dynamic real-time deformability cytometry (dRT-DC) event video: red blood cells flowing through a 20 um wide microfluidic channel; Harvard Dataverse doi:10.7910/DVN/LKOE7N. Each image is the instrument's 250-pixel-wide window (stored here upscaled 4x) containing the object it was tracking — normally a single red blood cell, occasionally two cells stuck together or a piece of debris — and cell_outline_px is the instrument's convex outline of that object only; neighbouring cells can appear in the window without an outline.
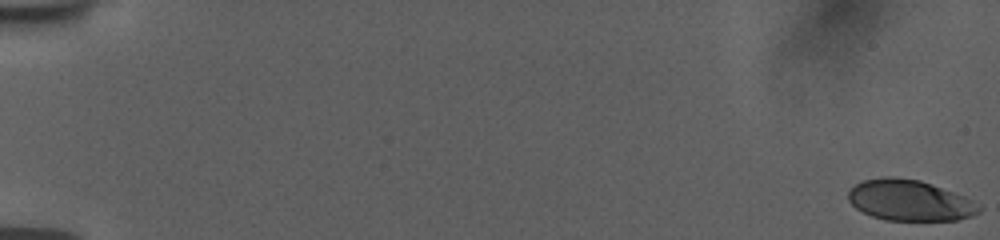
{"species": "human", "species_latin": "Homo sapiens", "temperature_condition": "room temperature", "stored_images_in_passage": 57, "camera_frame_rate_fps": 3000, "um_per_image_px": 0.085, "donor": {"sex": "female"}, "frame": {"image": 1, "passage_image": 1, "time_ms": 0.0, "image_size_px": [1000, 240], "cell_outline_px": [[980, 212], [972, 216], [956, 220], [884, 220], [872, 216], [856, 208], [848, 200], [848, 192], [856, 184], [864, 180], [884, 176], [888, 176], [920, 180], [932, 184], [964, 196], [980, 204]], "centroid_in_image_um": [77.33, 17.03], "position_along_channel_um": 7.7, "area_um2": 31.04}}
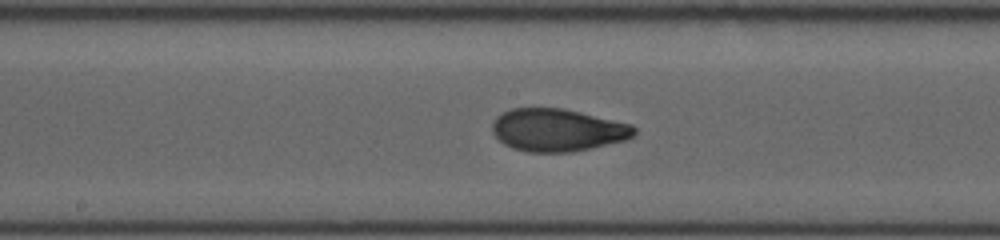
{"frame": {"image": 2, "passage_image": 32, "time_ms": 10.333, "image_size_px": [1000, 240], "cell_outline_px": [[636, 132], [632, 136], [624, 140], [592, 148], [568, 152], [528, 152], [512, 148], [504, 144], [492, 132], [492, 120], [496, 116], [512, 108], [564, 108], [632, 124], [636, 128]], "centroid_in_image_um": [47.37, 11.05], "position_along_channel_um": 200.8, "area_um2": 35.26}}
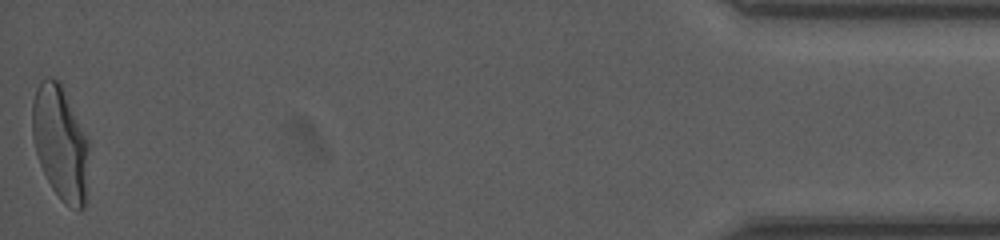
{"frame": {"image": 3, "passage_image": 57, "time_ms": 18.667, "image_size_px": [1000, 240], "cell_outline_px": [[88, 148], [84, 208], [76, 208], [64, 204], [60, 200], [52, 188], [40, 164], [36, 152], [32, 136], [32, 100], [36, 88], [40, 80], [48, 76], [52, 76], [60, 80], [88, 136]], "centroid_in_image_um": [5.11, 12.04], "position_along_channel_um": 430.1, "area_um2": 37.86}, "authors_computed_cell_mechanics": {"area_um2": 34.68, "velocity_mm_per_s": 3.7485, "shape_relaxation_time_tau1_ms": 4.8231, "shape_relaxation_time_tau2_ms": 0.9799, "deformation_change_tau1": 0.193, "deformation_change_tau2": 0.0591}}